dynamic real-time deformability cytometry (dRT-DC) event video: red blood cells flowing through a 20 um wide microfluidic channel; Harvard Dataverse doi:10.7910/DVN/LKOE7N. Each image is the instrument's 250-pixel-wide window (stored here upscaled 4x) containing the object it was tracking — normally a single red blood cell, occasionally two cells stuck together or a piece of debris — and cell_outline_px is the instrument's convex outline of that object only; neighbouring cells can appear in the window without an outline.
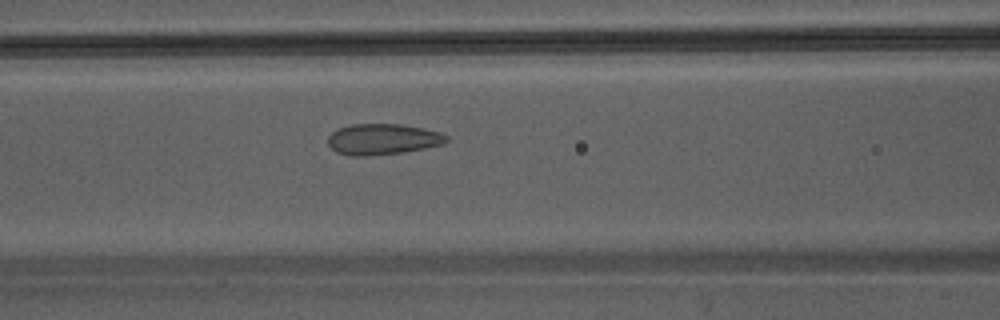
{"species": "Egyptian fruit bat (a non-hibernating species)", "species_latin": "Rousettus aegyptiacus", "temperature_condition": "warm", "stored_images_in_passage": 35, "camera_frame_rate_fps": 3000, "um_per_image_px": 0.085, "animal": {"sex": "male"}, "frame": {"image": 1, "passage_image": 11, "time_ms": 3.333, "image_size_px": [1000, 320], "cell_outline_px": [[448, 140], [444, 144], [404, 152], [368, 156], [352, 156], [336, 152], [328, 144], [328, 136], [332, 132], [340, 128], [352, 124], [400, 124], [424, 128], [440, 132], [448, 136]], "centroid_in_image_um": [32.54, 11.83], "position_along_channel_um": 134.1, "area_um2": 21.39}}
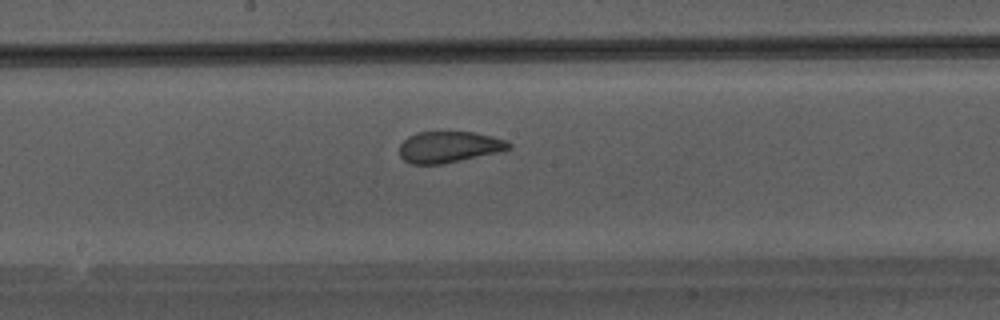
{"frame": {"image": 2, "passage_image": 16, "time_ms": 5.0, "image_size_px": [1000, 320], "cell_outline_px": [[512, 148], [496, 152], [460, 160], [440, 164], [412, 164], [404, 160], [400, 156], [400, 144], [408, 136], [416, 132], [476, 132], [508, 140], [512, 144]], "centroid_in_image_um": [38.17, 12.48], "position_along_channel_um": 210.0, "area_um2": 19.83}}
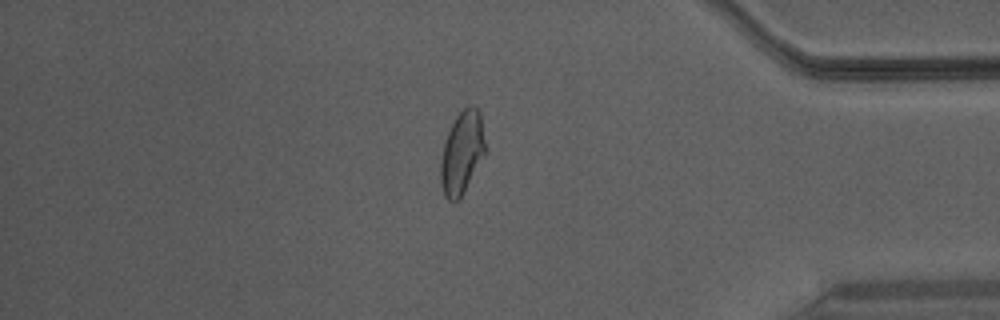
{"frame": {"image": 3, "passage_image": 30, "time_ms": 9.667, "image_size_px": [1000, 320], "cell_outline_px": [[484, 152], [464, 192], [452, 204], [444, 196], [440, 180], [440, 164], [444, 140], [456, 116], [468, 104], [472, 104], [480, 112], [484, 140]], "centroid_in_image_um": [39.22, 12.97], "position_along_channel_um": 396.0, "area_um2": 21.1}}